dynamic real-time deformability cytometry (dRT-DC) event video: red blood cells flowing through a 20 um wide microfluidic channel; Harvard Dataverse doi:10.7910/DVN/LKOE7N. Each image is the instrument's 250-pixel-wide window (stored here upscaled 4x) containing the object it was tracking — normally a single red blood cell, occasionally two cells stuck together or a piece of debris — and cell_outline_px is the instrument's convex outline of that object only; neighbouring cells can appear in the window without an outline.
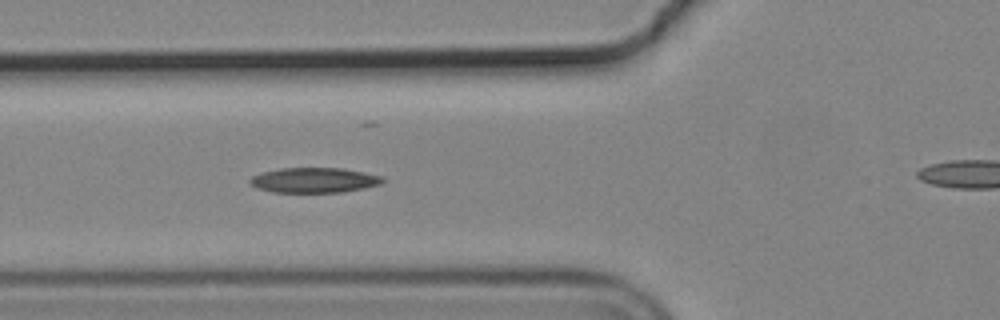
{"species": "common noctule bat (a hibernating species)", "species_latin": "Nyctalus noctula", "temperature_condition": "cold", "stored_images_in_passage": 41, "camera_frame_rate_fps": 3000, "um_per_image_px": 0.085, "animal": {"sex": "male", "body_mass_g": 19.2, "forearm_length_mm": 51.8}, "frame": {"image": 1, "passage_image": 12, "time_ms": 3.667, "image_size_px": [1000, 320], "cell_outline_px": [[384, 180], [380, 184], [364, 188], [344, 192], [272, 192], [260, 188], [252, 184], [248, 180], [252, 176], [264, 172], [280, 168], [344, 168], [364, 172], [380, 176]], "centroid_in_image_um": [26.72, 15.31], "position_along_channel_um": 99.1, "area_um2": 19.19}}
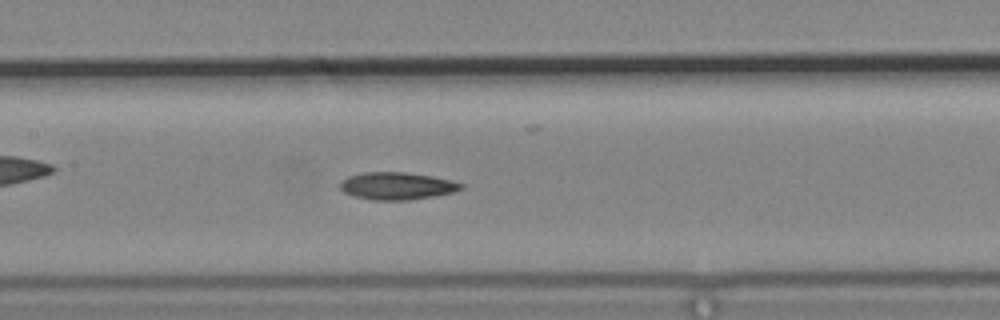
{"frame": {"image": 2, "passage_image": 18, "time_ms": 5.667, "image_size_px": [1000, 320], "cell_outline_px": [[464, 188], [452, 192], [436, 196], [408, 200], [372, 200], [352, 196], [344, 192], [340, 188], [340, 184], [348, 176], [364, 172], [404, 172], [432, 176], [464, 184]], "centroid_in_image_um": [33.73, 15.81], "position_along_channel_um": 173.7, "area_um2": 19.25}}
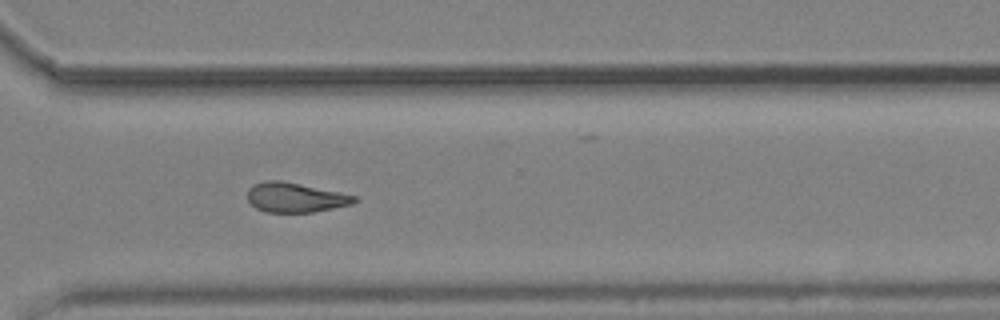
{"frame": {"image": 3, "passage_image": 32, "time_ms": 10.333, "image_size_px": [1000, 320], "cell_outline_px": [[356, 200], [352, 204], [312, 212], [264, 212], [256, 208], [248, 200], [248, 188], [252, 184], [264, 180], [280, 180], [300, 184], [356, 196]], "centroid_in_image_um": [25.03, 16.78], "position_along_channel_um": 345.6, "area_um2": 18.26}, "authors_computed_cell_mechanics": {"area_um2": 19.1896, "velocity_mm_per_s": 3.6866, "shape_relaxation_time_tau1_ms": 8.5797, "shape_relaxation_time_tau2_ms": 6.0941, "deformation_change_tau1": 0.194, "deformation_change_tau2": 0.1556}}